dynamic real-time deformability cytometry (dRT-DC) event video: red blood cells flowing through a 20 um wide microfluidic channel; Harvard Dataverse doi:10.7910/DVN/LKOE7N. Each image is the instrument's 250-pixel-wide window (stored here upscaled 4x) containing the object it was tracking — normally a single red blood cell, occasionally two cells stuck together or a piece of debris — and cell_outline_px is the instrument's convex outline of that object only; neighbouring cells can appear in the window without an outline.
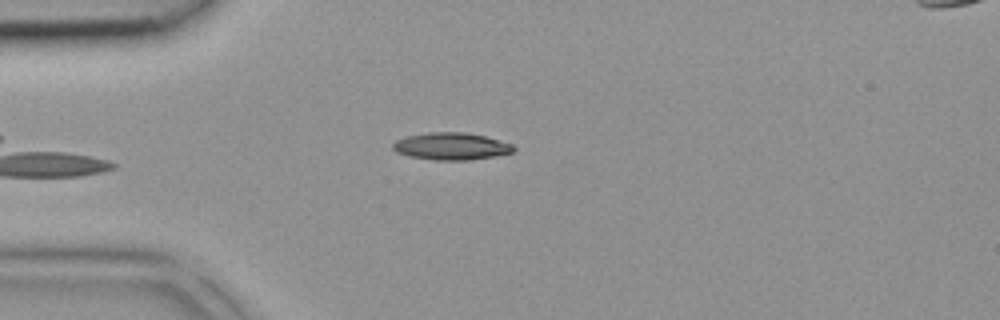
{"species": "common noctule bat (a hibernating species)", "species_latin": "Nyctalus noctula", "temperature_condition": "room temperature", "stored_images_in_passage": 30, "camera_frame_rate_fps": 3000, "um_per_image_px": 0.085, "animal": {"sex": "female", "body_mass_g": 18.4}, "frame": {"image": 1, "passage_image": 1, "time_ms": 0.0, "image_size_px": [1000, 320], "cell_outline_px": [[516, 152], [496, 156], [468, 160], [432, 160], [408, 156], [396, 152], [392, 148], [392, 144], [396, 140], [408, 136], [428, 132], [464, 132], [484, 136], [512, 144], [516, 148]], "centroid_in_image_um": [38.36, 12.44], "position_along_channel_um": 46.6, "area_um2": 19.25}}
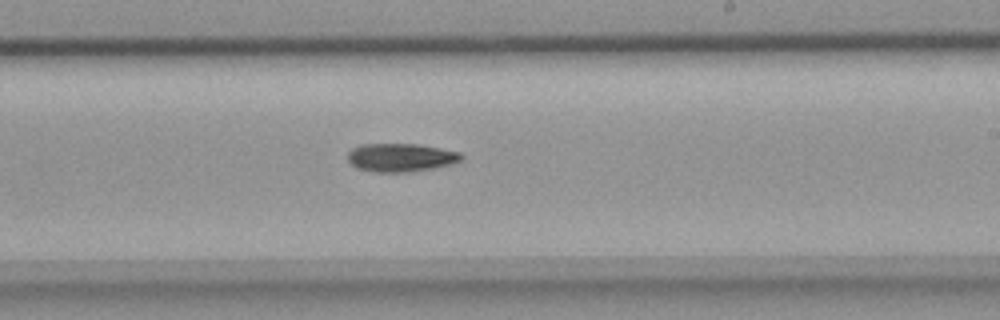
{"frame": {"image": 2, "passage_image": 15, "time_ms": 4.667, "image_size_px": [1000, 320], "cell_outline_px": [[464, 156], [460, 160], [448, 164], [432, 168], [408, 172], [376, 172], [356, 168], [348, 160], [348, 152], [352, 148], [360, 144], [416, 144], [440, 148], [460, 152]], "centroid_in_image_um": [34.03, 13.38], "position_along_channel_um": 255.0, "area_um2": 18.61}}
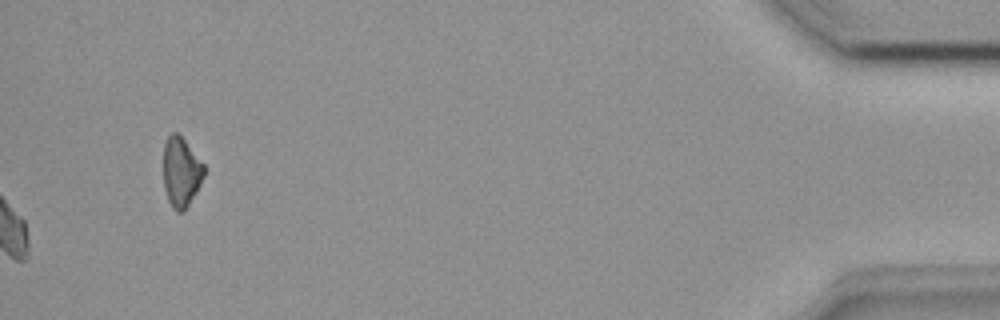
{"frame": {"image": 3, "passage_image": 30, "time_ms": 9.667, "image_size_px": [1000, 320], "cell_outline_px": [[204, 176], [196, 192], [184, 212], [176, 212], [172, 208], [168, 200], [164, 188], [164, 144], [168, 136], [172, 132], [176, 132], [184, 140], [204, 164]], "centroid_in_image_um": [15.39, 14.65], "position_along_channel_um": 419.8, "area_um2": 16.42}}